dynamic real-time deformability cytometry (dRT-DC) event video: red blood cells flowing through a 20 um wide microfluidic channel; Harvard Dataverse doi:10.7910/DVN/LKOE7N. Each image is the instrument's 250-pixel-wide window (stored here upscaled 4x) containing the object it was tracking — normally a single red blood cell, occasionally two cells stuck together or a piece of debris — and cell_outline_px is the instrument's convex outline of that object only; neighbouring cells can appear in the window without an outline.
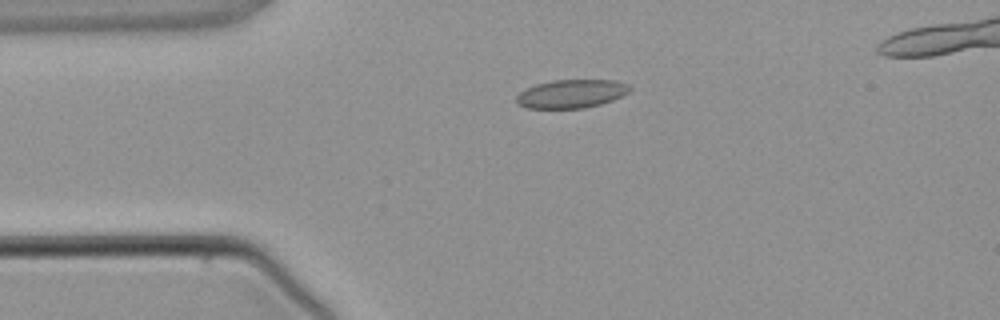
{"species": "common noctule bat (a hibernating species)", "species_latin": "Nyctalus noctula", "temperature_condition": "warm", "stored_images_in_passage": 4, "camera_frame_rate_fps": 3000, "um_per_image_px": 0.085, "animal": {"sex": "male", "body_mass_g": 21.5, "forearm_length_mm": 52.0}, "frame": {"image": 1, "passage_image": 3, "time_ms": 2.333, "image_size_px": [1000, 320], "cell_outline_px": [[632, 88], [628, 92], [612, 100], [600, 104], [584, 108], [524, 108], [516, 104], [516, 96], [520, 92], [536, 84], [552, 80], [612, 80], [628, 84]], "centroid_in_image_um": [48.53, 7.97], "position_along_channel_um": 36.5, "area_um2": 18.73}}
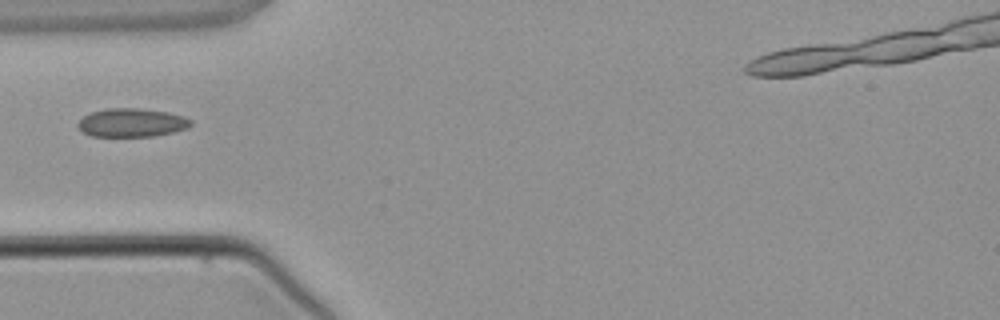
{"frame": {"image": 2, "passage_image": 4, "time_ms": 3.667, "image_size_px": [1000, 320], "cell_outline_px": [[192, 124], [188, 128], [172, 132], [152, 136], [92, 136], [84, 132], [76, 124], [84, 116], [92, 112], [108, 108], [140, 108], [168, 112], [184, 116], [192, 120]], "centroid_in_image_um": [11.23, 10.42], "position_along_channel_um": 73.8, "area_um2": 18.67}}